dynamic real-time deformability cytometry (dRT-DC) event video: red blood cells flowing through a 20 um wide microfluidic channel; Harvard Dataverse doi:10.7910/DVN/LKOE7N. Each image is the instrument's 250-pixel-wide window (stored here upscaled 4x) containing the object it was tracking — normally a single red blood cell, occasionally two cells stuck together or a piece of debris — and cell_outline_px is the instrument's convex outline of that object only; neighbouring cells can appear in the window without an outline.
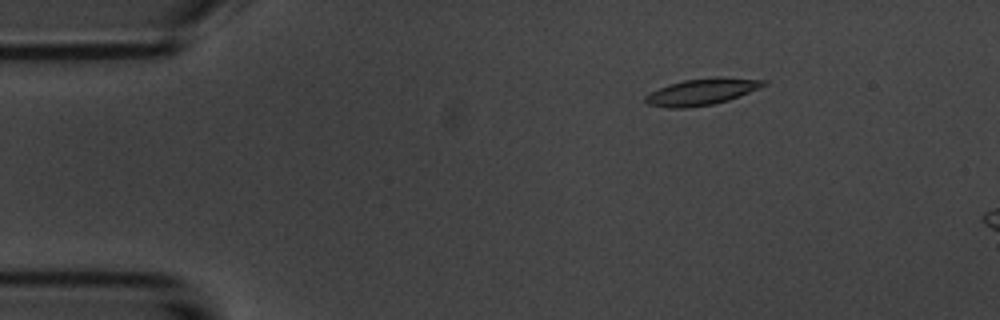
{"species": "common noctule bat (a hibernating species)", "species_latin": "Nyctalus noctula", "temperature_condition": "room temperature", "stored_images_in_passage": 5, "camera_frame_rate_fps": 3000, "um_per_image_px": 0.085, "animal": {"sex": "male", "body_mass_g": 20.1, "forearm_length_mm": 53.5}, "frame": {"image": 1, "passage_image": 3, "time_ms": 2.333, "image_size_px": [1000, 320], "cell_outline_px": [[768, 84], [760, 88], [740, 96], [716, 104], [688, 108], [668, 108], [648, 104], [644, 100], [644, 96], [668, 84], [684, 80], [716, 76], [720, 76], [768, 80]], "centroid_in_image_um": [59.71, 7.79], "position_along_channel_um": 25.3, "area_um2": 18.55}}